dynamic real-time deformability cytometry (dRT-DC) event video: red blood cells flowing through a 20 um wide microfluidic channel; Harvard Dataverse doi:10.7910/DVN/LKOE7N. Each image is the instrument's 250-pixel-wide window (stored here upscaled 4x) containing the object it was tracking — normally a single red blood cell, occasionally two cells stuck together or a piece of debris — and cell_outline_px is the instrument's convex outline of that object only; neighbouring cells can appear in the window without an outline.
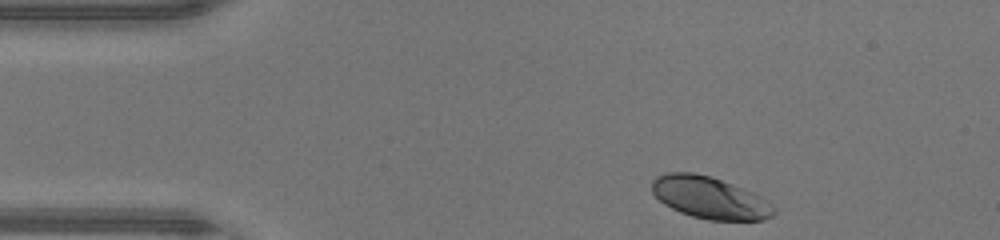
{"species": "human", "species_latin": "Homo sapiens", "temperature_condition": "warm", "stored_images_in_passage": 34, "camera_frame_rate_fps": 3000, "um_per_image_px": 0.085, "donor": {"sex": "male"}, "frame": {"image": 1, "passage_image": 1, "time_ms": 0.0, "image_size_px": [1000, 240], "cell_outline_px": [[776, 212], [772, 216], [764, 220], [708, 220], [692, 216], [680, 212], [664, 204], [652, 192], [652, 180], [656, 176], [668, 172], [692, 172], [712, 176], [732, 184], [760, 196], [776, 208]], "centroid_in_image_um": [60.32, 16.8], "position_along_channel_um": 24.7, "area_um2": 29.77}}
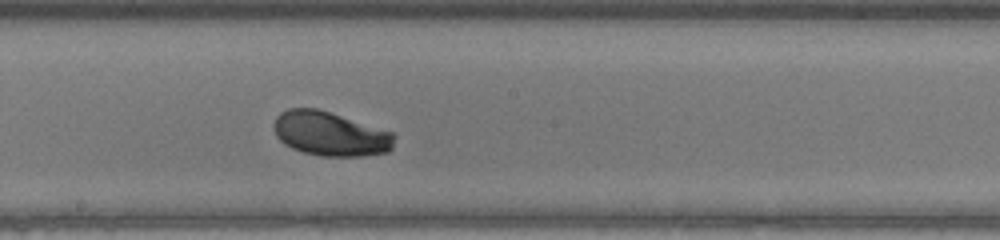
{"frame": {"image": 2, "passage_image": 19, "time_ms": 6.0, "image_size_px": [1000, 240], "cell_outline_px": [[396, 136], [392, 148], [388, 152], [364, 156], [320, 156], [304, 152], [292, 148], [284, 144], [276, 136], [272, 128], [272, 124], [276, 116], [280, 112], [288, 108], [316, 108], [392, 132]], "centroid_in_image_um": [28.03, 11.38], "position_along_channel_um": 220.2, "area_um2": 31.15}}
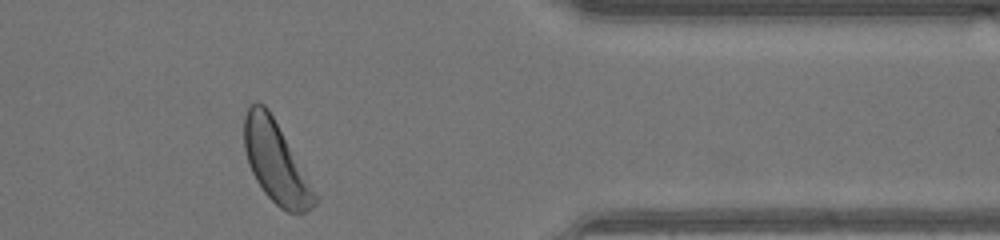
{"frame": {"image": 3, "passage_image": 32, "time_ms": 10.333, "image_size_px": [1000, 240], "cell_outline_px": [[320, 200], [312, 208], [304, 212], [288, 212], [280, 208], [264, 192], [256, 180], [248, 164], [244, 148], [244, 116], [248, 104], [256, 100], [264, 104], [268, 108]], "centroid_in_image_um": [23.42, 13.76], "position_along_channel_um": 388.0, "area_um2": 33.0}, "authors_computed_cell_mechanics": {"area_um2": 30.9808, "velocity_mm_per_s": 4.4096, "shape_relaxation_time_tau1_ms": 2.4741, "shape_relaxation_time_tau2_ms": null, "deformation_change_tau1": 0.1441, "deformation_change_tau2": null}}